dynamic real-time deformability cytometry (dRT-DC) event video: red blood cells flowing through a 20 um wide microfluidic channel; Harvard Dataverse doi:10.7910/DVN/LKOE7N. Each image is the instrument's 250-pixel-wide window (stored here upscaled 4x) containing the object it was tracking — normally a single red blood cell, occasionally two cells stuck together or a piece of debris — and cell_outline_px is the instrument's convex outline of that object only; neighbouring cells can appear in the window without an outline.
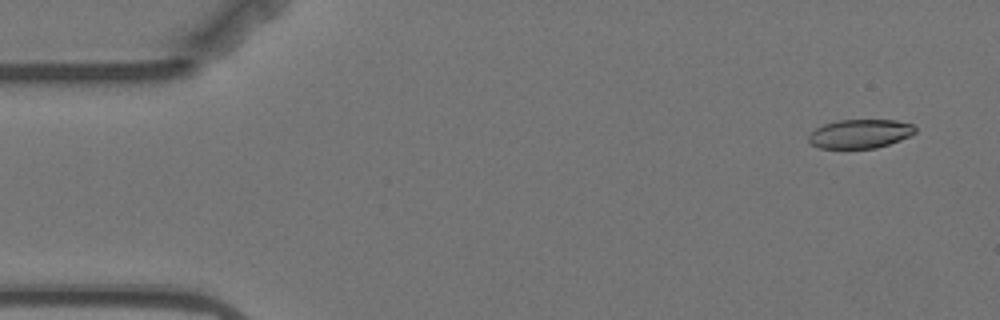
{"species": "Egyptian fruit bat (a non-hibernating species)", "species_latin": "Rousettus aegyptiacus", "temperature_condition": "warm", "stored_images_in_passage": 10, "camera_frame_rate_fps": 3000, "um_per_image_px": 0.085, "animal": {"sex": "female"}, "frame": {"image": 1, "passage_image": 1, "time_ms": 0.0, "image_size_px": [1000, 320], "cell_outline_px": [[916, 132], [900, 140], [876, 148], [820, 148], [812, 144], [808, 140], [808, 136], [816, 128], [824, 124], [840, 120], [896, 120], [912, 124], [916, 128]], "centroid_in_image_um": [73.11, 11.37], "position_along_channel_um": 11.9, "area_um2": 17.8}}
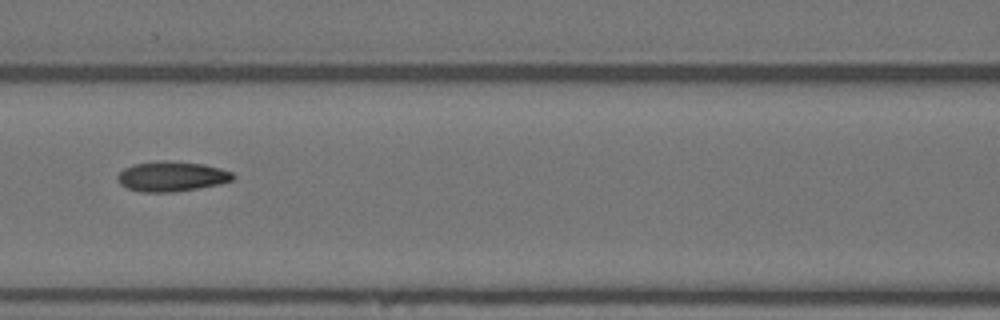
{"frame": {"image": 2, "passage_image": 7, "time_ms": 7.0, "image_size_px": [1000, 320], "cell_outline_px": [[236, 176], [232, 180], [220, 184], [172, 192], [140, 192], [128, 188], [120, 184], [116, 180], [116, 176], [124, 168], [132, 164], [160, 160], [168, 160], [204, 164], [220, 168], [232, 172]], "centroid_in_image_um": [14.56, 14.98], "position_along_channel_um": 152.0, "area_um2": 20.35}}
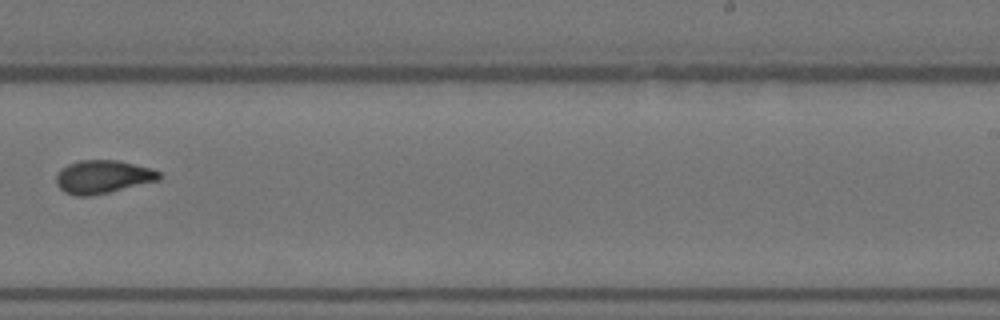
{"frame": {"image": 3, "passage_image": 10, "time_ms": 10.667, "image_size_px": [1000, 320], "cell_outline_px": [[160, 180], [92, 196], [76, 196], [64, 192], [56, 184], [56, 176], [68, 164], [80, 160], [116, 160], [152, 168], [160, 172]], "centroid_in_image_um": [8.75, 15.04], "position_along_channel_um": 280.2, "area_um2": 19.83}}